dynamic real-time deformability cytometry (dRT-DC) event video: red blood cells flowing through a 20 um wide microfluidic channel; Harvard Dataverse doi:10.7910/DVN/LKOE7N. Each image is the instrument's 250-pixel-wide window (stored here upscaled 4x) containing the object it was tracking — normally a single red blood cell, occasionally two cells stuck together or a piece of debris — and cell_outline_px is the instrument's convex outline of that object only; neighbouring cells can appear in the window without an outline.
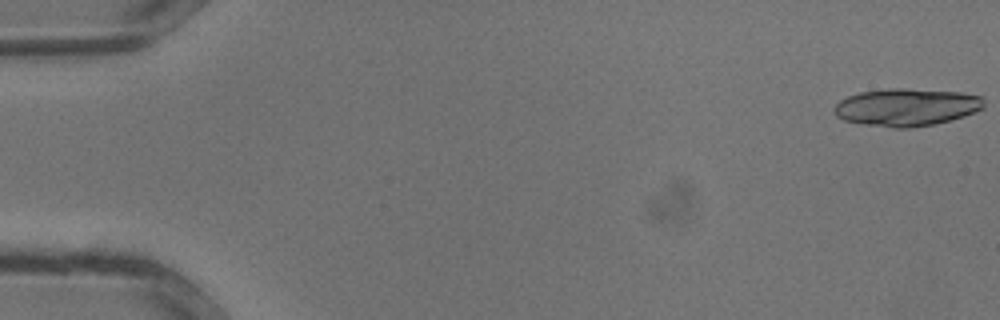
{"species": "common noctule bat (a hibernating species)", "species_latin": "Nyctalus noctula", "temperature_condition": "warm", "stored_images_in_passage": 35, "camera_frame_rate_fps": 3000, "um_per_image_px": 0.085, "animal": {"sex": "male", "body_mass_g": 13.3}, "frame": {"image": 1, "passage_image": 1, "time_ms": 0.0, "image_size_px": [1000, 320], "cell_outline_px": [[984, 108], [964, 116], [936, 124], [912, 128], [892, 128], [864, 124], [844, 120], [836, 116], [832, 108], [840, 100], [848, 96], [860, 92], [888, 88], [904, 88], [960, 92], [980, 96], [984, 100]], "centroid_in_image_um": [77.04, 9.11], "position_along_channel_um": 8.0, "area_um2": 32.95}}
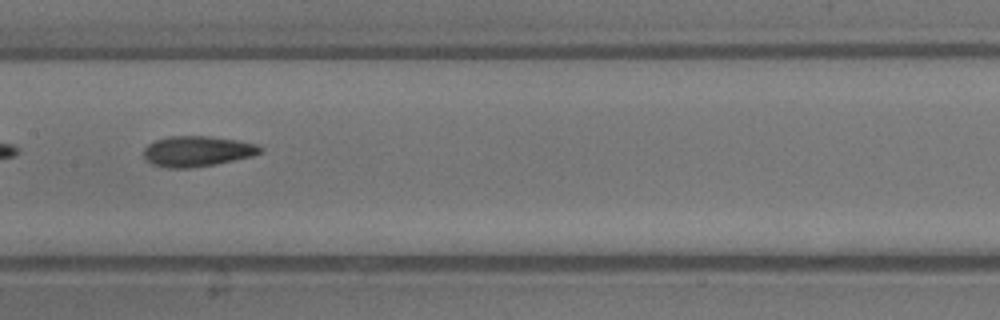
{"frame": {"image": 2, "passage_image": 18, "time_ms": 5.667, "image_size_px": [1000, 320], "cell_outline_px": [[264, 148], [260, 152], [252, 156], [216, 164], [188, 168], [168, 168], [152, 164], [144, 160], [144, 148], [148, 144], [156, 140], [168, 136], [208, 136], [240, 140], [256, 144]], "centroid_in_image_um": [16.75, 12.85], "position_along_channel_um": 190.7, "area_um2": 20.81}}
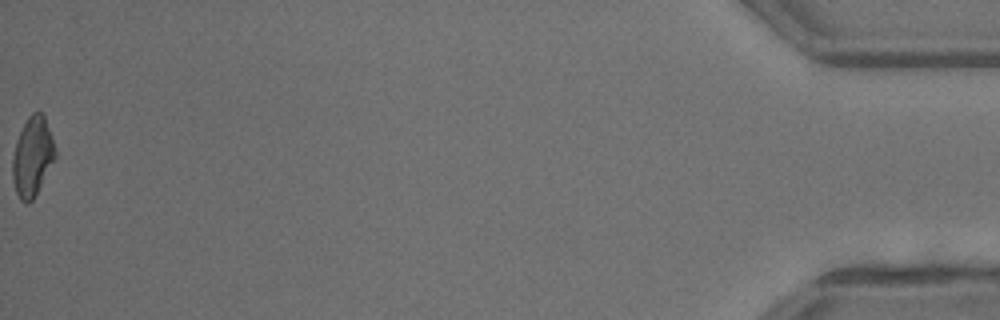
{"frame": {"image": 3, "passage_image": 35, "time_ms": 11.333, "image_size_px": [1000, 320], "cell_outline_px": [[56, 156], [32, 200], [28, 204], [24, 204], [20, 200], [16, 192], [12, 176], [12, 160], [16, 140], [28, 116], [32, 112], [44, 112], [56, 152]], "centroid_in_image_um": [2.74, 13.29], "position_along_channel_um": 432.5, "area_um2": 19.54}}